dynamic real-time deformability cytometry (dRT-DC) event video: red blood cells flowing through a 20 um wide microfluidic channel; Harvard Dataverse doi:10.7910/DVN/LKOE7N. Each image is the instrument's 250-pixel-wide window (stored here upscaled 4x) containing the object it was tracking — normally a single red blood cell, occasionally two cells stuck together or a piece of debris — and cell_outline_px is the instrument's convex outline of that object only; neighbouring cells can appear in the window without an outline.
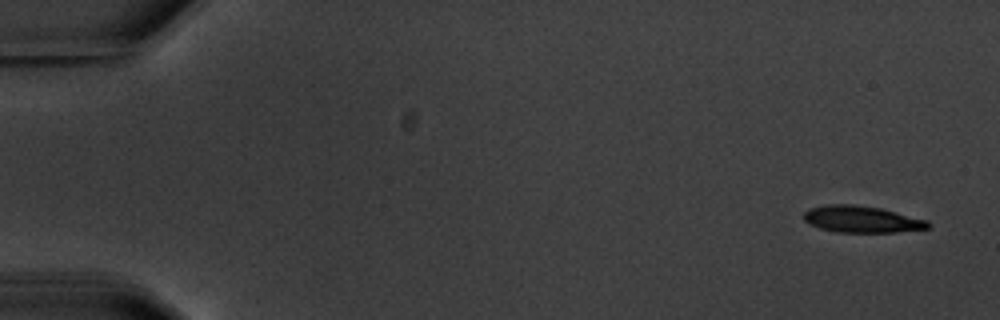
{"species": "common noctule bat (a hibernating species)", "species_latin": "Nyctalus noctula", "temperature_condition": "warm", "stored_images_in_passage": 5, "camera_frame_rate_fps": 3000, "um_per_image_px": 0.085, "animal": {"sex": "male", "body_mass_g": 20.1, "forearm_length_mm": 53.5}, "frame": {"image": 1, "passage_image": 1, "time_ms": 0.0, "image_size_px": [1000, 320], "cell_outline_px": [[932, 224], [928, 228], [896, 232], [836, 232], [820, 228], [808, 224], [804, 220], [804, 212], [808, 208], [828, 204], [852, 204], [880, 208], [928, 220]], "centroid_in_image_um": [73.23, 18.63], "position_along_channel_um": 11.8, "area_um2": 19.36}}